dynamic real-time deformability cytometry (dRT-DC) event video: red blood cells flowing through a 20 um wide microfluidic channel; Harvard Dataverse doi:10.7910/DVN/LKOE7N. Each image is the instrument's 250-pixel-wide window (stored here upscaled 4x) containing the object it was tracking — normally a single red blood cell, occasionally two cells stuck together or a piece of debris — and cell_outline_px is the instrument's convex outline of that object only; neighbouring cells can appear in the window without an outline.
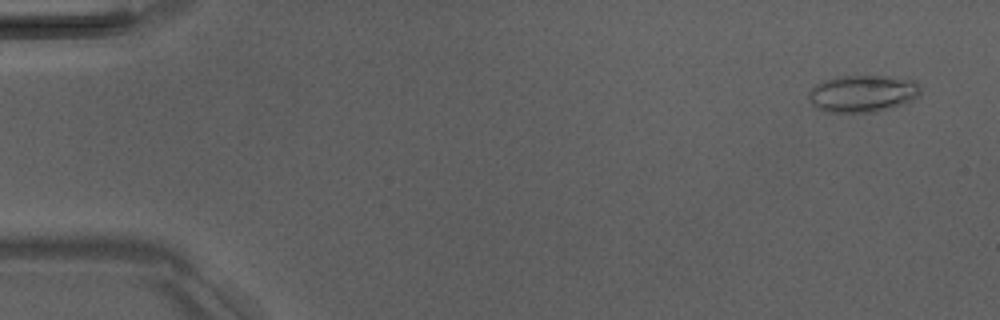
{"species": "Egyptian fruit bat (a non-hibernating species)", "species_latin": "Rousettus aegyptiacus", "temperature_condition": "room temperature", "stored_images_in_passage": 4, "camera_frame_rate_fps": 3000, "um_per_image_px": 0.085, "animal": {"sex": "male"}, "frame": {"image": 1, "passage_image": 1, "time_ms": 0.0, "image_size_px": [1000, 320], "cell_outline_px": [[920, 96], [912, 100], [892, 108], [876, 112], [824, 112], [816, 108], [808, 100], [808, 92], [816, 84], [824, 80], [836, 76], [888, 76], [916, 80], [920, 88]], "centroid_in_image_um": [73.32, 7.95], "position_along_channel_um": 11.7, "area_um2": 24.51}}